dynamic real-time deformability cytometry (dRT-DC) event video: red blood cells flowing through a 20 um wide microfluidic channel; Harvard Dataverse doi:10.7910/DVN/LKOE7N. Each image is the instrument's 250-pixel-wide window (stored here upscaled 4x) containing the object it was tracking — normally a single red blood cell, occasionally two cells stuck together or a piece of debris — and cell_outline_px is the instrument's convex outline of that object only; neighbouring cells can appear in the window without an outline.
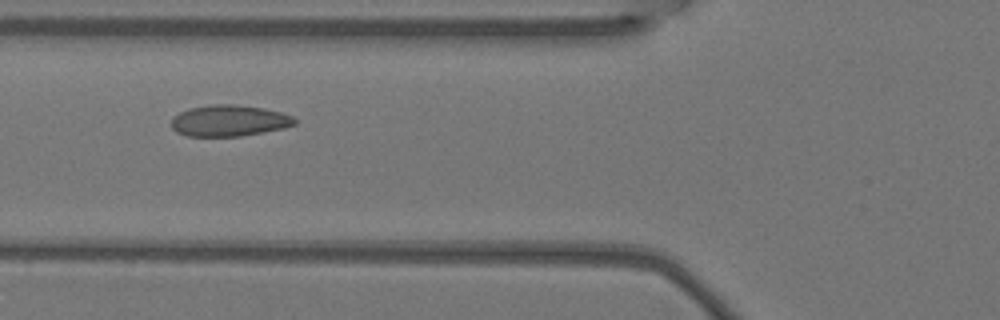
{"species": "Egyptian fruit bat (a non-hibernating species)", "species_latin": "Rousettus aegyptiacus", "temperature_condition": "warm", "stored_images_in_passage": 6, "camera_frame_rate_fps": 3000, "um_per_image_px": 0.085, "animal": {"sex": "female"}, "frame": {"image": 1, "passage_image": 4, "time_ms": 1.0, "image_size_px": [1000, 320], "cell_outline_px": [[296, 124], [284, 128], [240, 136], [188, 136], [176, 132], [172, 128], [172, 116], [188, 108], [212, 104], [236, 104], [264, 108], [280, 112], [292, 116], [296, 120]], "centroid_in_image_um": [19.46, 10.25], "position_along_channel_um": 106.3, "area_um2": 22.54}}
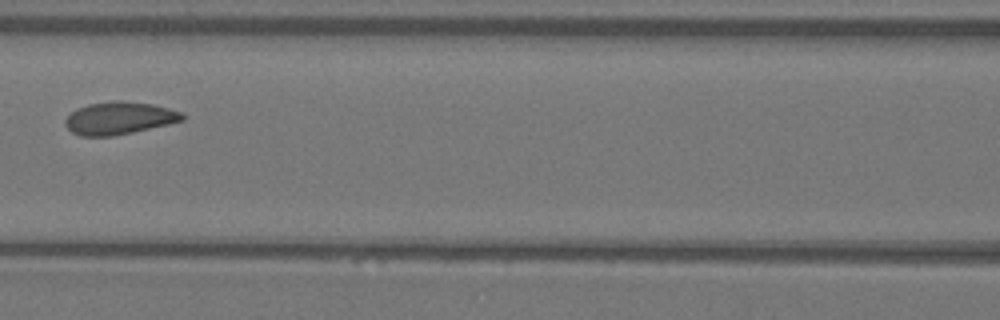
{"frame": {"image": 2, "passage_image": 5, "time_ms": 1.333, "image_size_px": [1000, 320], "cell_outline_px": [[184, 120], [168, 124], [132, 132], [112, 136], [80, 136], [72, 132], [64, 124], [64, 120], [76, 108], [88, 104], [112, 100], [120, 100], [152, 104], [168, 108], [180, 112], [184, 116]], "centroid_in_image_um": [10.09, 10.03], "position_along_channel_um": 156.5, "area_um2": 22.14}}
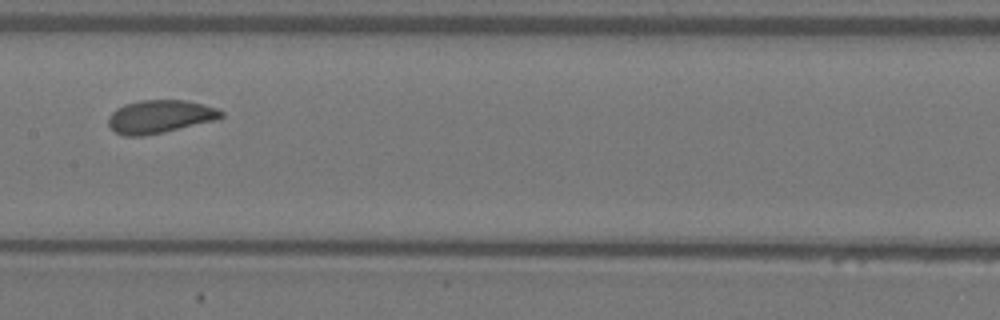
{"frame": {"image": 3, "passage_image": 6, "time_ms": 1.667, "image_size_px": [1000, 320], "cell_outline_px": [[224, 116], [216, 120], [144, 136], [124, 136], [116, 132], [108, 124], [108, 116], [116, 108], [124, 104], [140, 100], [184, 100], [216, 108], [224, 112]], "centroid_in_image_um": [13.56, 9.91], "position_along_channel_um": 193.8, "area_um2": 21.62}}